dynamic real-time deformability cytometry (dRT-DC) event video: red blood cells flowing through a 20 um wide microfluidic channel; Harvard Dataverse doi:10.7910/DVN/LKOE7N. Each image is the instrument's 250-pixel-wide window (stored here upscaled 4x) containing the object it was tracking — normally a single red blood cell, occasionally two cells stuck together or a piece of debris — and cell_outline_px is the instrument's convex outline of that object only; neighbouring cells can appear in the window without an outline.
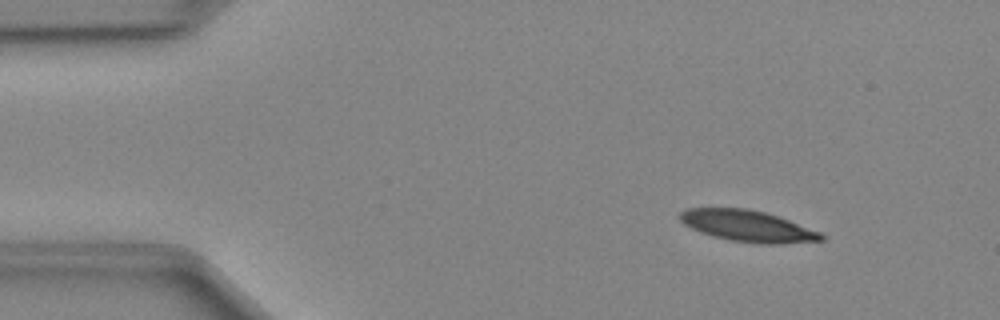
{"species": "Egyptian fruit bat (a non-hibernating species)", "species_latin": "Rousettus aegyptiacus", "temperature_condition": "cold", "stored_images_in_passage": 48, "camera_frame_rate_fps": 3000, "um_per_image_px": 0.085, "animal": {"sex": "female"}, "frame": {"image": 1, "passage_image": 6, "time_ms": 1.667, "image_size_px": [1000, 320], "cell_outline_px": [[824, 240], [780, 244], [760, 244], [732, 240], [712, 236], [700, 232], [684, 224], [680, 220], [680, 212], [688, 208], [748, 208], [780, 216], [820, 232], [824, 236]], "centroid_in_image_um": [63.57, 19.21], "position_along_channel_um": 21.4, "area_um2": 25.78}}
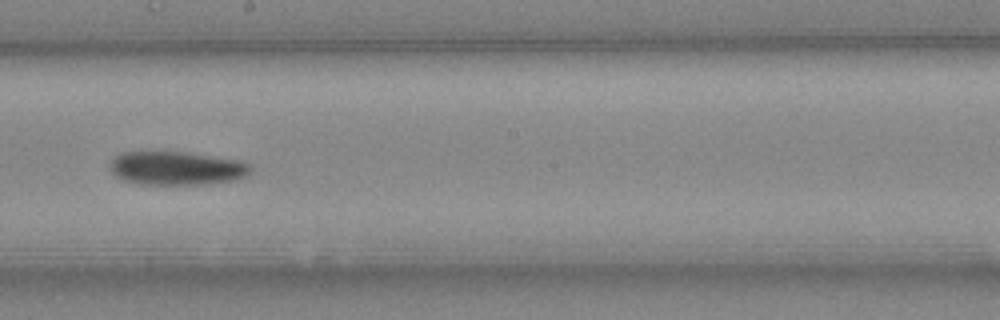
{"frame": {"image": 2, "passage_image": 27, "time_ms": 8.667, "image_size_px": [1000, 320], "cell_outline_px": [[252, 168], [244, 176], [232, 180], [208, 184], [140, 184], [124, 180], [116, 176], [112, 172], [108, 164], [120, 152], [188, 152], [240, 160], [252, 164]], "centroid_in_image_um": [15.01, 14.29], "position_along_channel_um": 233.2, "area_um2": 27.51}}
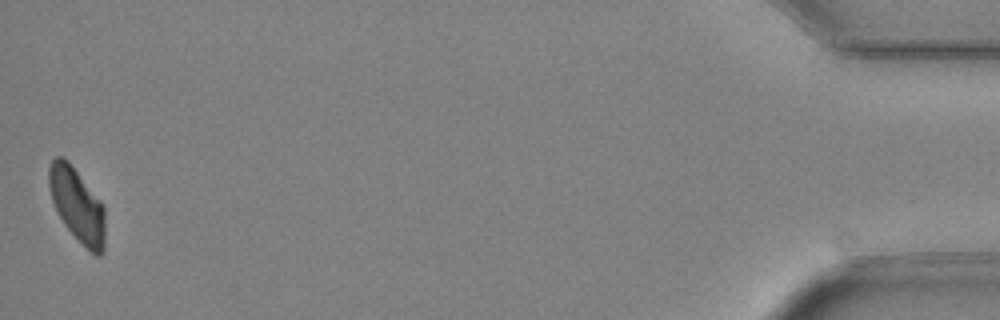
{"frame": {"image": 3, "passage_image": 48, "time_ms": 15.667, "image_size_px": [1000, 320], "cell_outline_px": [[104, 252], [100, 256], [96, 256], [64, 224], [52, 200], [48, 184], [48, 168], [52, 160], [56, 156], [60, 156], [68, 160], [100, 200], [104, 208]], "centroid_in_image_um": [6.55, 17.38], "position_along_channel_um": 428.6, "area_um2": 23.7}}